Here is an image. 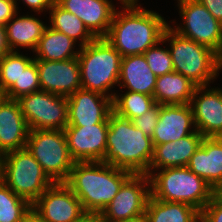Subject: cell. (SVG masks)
Returning a JSON list of instances; mask_svg holds the SVG:
<instances>
[{
	"instance_id": "1",
	"label": "cell",
	"mask_w": 222,
	"mask_h": 222,
	"mask_svg": "<svg viewBox=\"0 0 222 222\" xmlns=\"http://www.w3.org/2000/svg\"><path fill=\"white\" fill-rule=\"evenodd\" d=\"M122 11L116 9L107 35L104 37L121 55H140L159 43L165 29L166 19L154 10L138 2L122 3Z\"/></svg>"
},
{
	"instance_id": "2",
	"label": "cell",
	"mask_w": 222,
	"mask_h": 222,
	"mask_svg": "<svg viewBox=\"0 0 222 222\" xmlns=\"http://www.w3.org/2000/svg\"><path fill=\"white\" fill-rule=\"evenodd\" d=\"M132 175L103 162H75L64 182L88 214L100 215Z\"/></svg>"
},
{
	"instance_id": "3",
	"label": "cell",
	"mask_w": 222,
	"mask_h": 222,
	"mask_svg": "<svg viewBox=\"0 0 222 222\" xmlns=\"http://www.w3.org/2000/svg\"><path fill=\"white\" fill-rule=\"evenodd\" d=\"M154 155L152 138L132 121L111 112L108 116L106 154L103 163L131 172L148 174Z\"/></svg>"
},
{
	"instance_id": "4",
	"label": "cell",
	"mask_w": 222,
	"mask_h": 222,
	"mask_svg": "<svg viewBox=\"0 0 222 222\" xmlns=\"http://www.w3.org/2000/svg\"><path fill=\"white\" fill-rule=\"evenodd\" d=\"M151 197L169 202H182L200 212L216 193L201 177L187 167L149 170Z\"/></svg>"
},
{
	"instance_id": "5",
	"label": "cell",
	"mask_w": 222,
	"mask_h": 222,
	"mask_svg": "<svg viewBox=\"0 0 222 222\" xmlns=\"http://www.w3.org/2000/svg\"><path fill=\"white\" fill-rule=\"evenodd\" d=\"M79 50L77 58L82 89L101 93L113 100L117 91L113 93L111 88L118 86L120 53L105 38H96Z\"/></svg>"
},
{
	"instance_id": "6",
	"label": "cell",
	"mask_w": 222,
	"mask_h": 222,
	"mask_svg": "<svg viewBox=\"0 0 222 222\" xmlns=\"http://www.w3.org/2000/svg\"><path fill=\"white\" fill-rule=\"evenodd\" d=\"M169 44L173 68L197 86H209L219 76L216 52L179 35L169 25L163 34Z\"/></svg>"
},
{
	"instance_id": "7",
	"label": "cell",
	"mask_w": 222,
	"mask_h": 222,
	"mask_svg": "<svg viewBox=\"0 0 222 222\" xmlns=\"http://www.w3.org/2000/svg\"><path fill=\"white\" fill-rule=\"evenodd\" d=\"M0 179L31 204L54 183L27 148L0 156Z\"/></svg>"
},
{
	"instance_id": "8",
	"label": "cell",
	"mask_w": 222,
	"mask_h": 222,
	"mask_svg": "<svg viewBox=\"0 0 222 222\" xmlns=\"http://www.w3.org/2000/svg\"><path fill=\"white\" fill-rule=\"evenodd\" d=\"M26 148L54 183L68 179L75 161L70 156L64 130H30Z\"/></svg>"
},
{
	"instance_id": "9",
	"label": "cell",
	"mask_w": 222,
	"mask_h": 222,
	"mask_svg": "<svg viewBox=\"0 0 222 222\" xmlns=\"http://www.w3.org/2000/svg\"><path fill=\"white\" fill-rule=\"evenodd\" d=\"M17 100L30 130H64L68 125L67 97L39 90Z\"/></svg>"
},
{
	"instance_id": "10",
	"label": "cell",
	"mask_w": 222,
	"mask_h": 222,
	"mask_svg": "<svg viewBox=\"0 0 222 222\" xmlns=\"http://www.w3.org/2000/svg\"><path fill=\"white\" fill-rule=\"evenodd\" d=\"M182 25L171 28L179 35L211 48L217 53L222 43L220 23L198 0H177Z\"/></svg>"
},
{
	"instance_id": "11",
	"label": "cell",
	"mask_w": 222,
	"mask_h": 222,
	"mask_svg": "<svg viewBox=\"0 0 222 222\" xmlns=\"http://www.w3.org/2000/svg\"><path fill=\"white\" fill-rule=\"evenodd\" d=\"M150 192L146 174H132L99 215L101 222H117L145 214Z\"/></svg>"
},
{
	"instance_id": "12",
	"label": "cell",
	"mask_w": 222,
	"mask_h": 222,
	"mask_svg": "<svg viewBox=\"0 0 222 222\" xmlns=\"http://www.w3.org/2000/svg\"><path fill=\"white\" fill-rule=\"evenodd\" d=\"M45 222H76L87 213L64 182H55L32 204Z\"/></svg>"
},
{
	"instance_id": "13",
	"label": "cell",
	"mask_w": 222,
	"mask_h": 222,
	"mask_svg": "<svg viewBox=\"0 0 222 222\" xmlns=\"http://www.w3.org/2000/svg\"><path fill=\"white\" fill-rule=\"evenodd\" d=\"M64 132L75 162H102L106 154L108 117L98 124L66 126Z\"/></svg>"
},
{
	"instance_id": "14",
	"label": "cell",
	"mask_w": 222,
	"mask_h": 222,
	"mask_svg": "<svg viewBox=\"0 0 222 222\" xmlns=\"http://www.w3.org/2000/svg\"><path fill=\"white\" fill-rule=\"evenodd\" d=\"M34 61L37 64L41 90L69 97L82 89L77 57L63 61Z\"/></svg>"
},
{
	"instance_id": "15",
	"label": "cell",
	"mask_w": 222,
	"mask_h": 222,
	"mask_svg": "<svg viewBox=\"0 0 222 222\" xmlns=\"http://www.w3.org/2000/svg\"><path fill=\"white\" fill-rule=\"evenodd\" d=\"M209 87V88H208ZM197 86L190 105L196 130L204 137H222V88Z\"/></svg>"
},
{
	"instance_id": "16",
	"label": "cell",
	"mask_w": 222,
	"mask_h": 222,
	"mask_svg": "<svg viewBox=\"0 0 222 222\" xmlns=\"http://www.w3.org/2000/svg\"><path fill=\"white\" fill-rule=\"evenodd\" d=\"M67 99V126L98 124L103 122L113 111L112 99L95 91L79 89Z\"/></svg>"
},
{
	"instance_id": "17",
	"label": "cell",
	"mask_w": 222,
	"mask_h": 222,
	"mask_svg": "<svg viewBox=\"0 0 222 222\" xmlns=\"http://www.w3.org/2000/svg\"><path fill=\"white\" fill-rule=\"evenodd\" d=\"M196 131L190 104H159V119L152 136L153 146L179 140Z\"/></svg>"
},
{
	"instance_id": "18",
	"label": "cell",
	"mask_w": 222,
	"mask_h": 222,
	"mask_svg": "<svg viewBox=\"0 0 222 222\" xmlns=\"http://www.w3.org/2000/svg\"><path fill=\"white\" fill-rule=\"evenodd\" d=\"M76 15L96 38H104L112 23L116 6L112 0H56Z\"/></svg>"
},
{
	"instance_id": "19",
	"label": "cell",
	"mask_w": 222,
	"mask_h": 222,
	"mask_svg": "<svg viewBox=\"0 0 222 222\" xmlns=\"http://www.w3.org/2000/svg\"><path fill=\"white\" fill-rule=\"evenodd\" d=\"M29 127L18 100L0 99V156L26 148Z\"/></svg>"
},
{
	"instance_id": "20",
	"label": "cell",
	"mask_w": 222,
	"mask_h": 222,
	"mask_svg": "<svg viewBox=\"0 0 222 222\" xmlns=\"http://www.w3.org/2000/svg\"><path fill=\"white\" fill-rule=\"evenodd\" d=\"M187 168L203 178L215 192L222 191V137H204Z\"/></svg>"
},
{
	"instance_id": "21",
	"label": "cell",
	"mask_w": 222,
	"mask_h": 222,
	"mask_svg": "<svg viewBox=\"0 0 222 222\" xmlns=\"http://www.w3.org/2000/svg\"><path fill=\"white\" fill-rule=\"evenodd\" d=\"M204 136L198 131L176 141L154 146L149 170L187 167L192 155L200 147Z\"/></svg>"
},
{
	"instance_id": "22",
	"label": "cell",
	"mask_w": 222,
	"mask_h": 222,
	"mask_svg": "<svg viewBox=\"0 0 222 222\" xmlns=\"http://www.w3.org/2000/svg\"><path fill=\"white\" fill-rule=\"evenodd\" d=\"M157 76L151 71L143 54L122 57L118 86L127 91L153 96Z\"/></svg>"
},
{
	"instance_id": "23",
	"label": "cell",
	"mask_w": 222,
	"mask_h": 222,
	"mask_svg": "<svg viewBox=\"0 0 222 222\" xmlns=\"http://www.w3.org/2000/svg\"><path fill=\"white\" fill-rule=\"evenodd\" d=\"M18 13L5 25L10 51H19L22 47L34 52L47 25L33 15Z\"/></svg>"
},
{
	"instance_id": "24",
	"label": "cell",
	"mask_w": 222,
	"mask_h": 222,
	"mask_svg": "<svg viewBox=\"0 0 222 222\" xmlns=\"http://www.w3.org/2000/svg\"><path fill=\"white\" fill-rule=\"evenodd\" d=\"M197 85L178 72L157 77L153 97L160 105L190 104Z\"/></svg>"
},
{
	"instance_id": "25",
	"label": "cell",
	"mask_w": 222,
	"mask_h": 222,
	"mask_svg": "<svg viewBox=\"0 0 222 222\" xmlns=\"http://www.w3.org/2000/svg\"><path fill=\"white\" fill-rule=\"evenodd\" d=\"M76 42L60 31L47 26L39 40L36 50L33 52L34 60L63 61L76 58L80 50L76 48Z\"/></svg>"
},
{
	"instance_id": "26",
	"label": "cell",
	"mask_w": 222,
	"mask_h": 222,
	"mask_svg": "<svg viewBox=\"0 0 222 222\" xmlns=\"http://www.w3.org/2000/svg\"><path fill=\"white\" fill-rule=\"evenodd\" d=\"M199 213V210L189 204L162 201L150 196L145 216L147 222H194Z\"/></svg>"
},
{
	"instance_id": "27",
	"label": "cell",
	"mask_w": 222,
	"mask_h": 222,
	"mask_svg": "<svg viewBox=\"0 0 222 222\" xmlns=\"http://www.w3.org/2000/svg\"><path fill=\"white\" fill-rule=\"evenodd\" d=\"M49 14V26L67 35L75 42L79 41L80 44H78V48L96 39L81 19L69 11H66L57 2L51 7Z\"/></svg>"
},
{
	"instance_id": "28",
	"label": "cell",
	"mask_w": 222,
	"mask_h": 222,
	"mask_svg": "<svg viewBox=\"0 0 222 222\" xmlns=\"http://www.w3.org/2000/svg\"><path fill=\"white\" fill-rule=\"evenodd\" d=\"M155 104L153 96L132 91L119 95L116 93L112 100L113 112L129 120L146 113Z\"/></svg>"
},
{
	"instance_id": "29",
	"label": "cell",
	"mask_w": 222,
	"mask_h": 222,
	"mask_svg": "<svg viewBox=\"0 0 222 222\" xmlns=\"http://www.w3.org/2000/svg\"><path fill=\"white\" fill-rule=\"evenodd\" d=\"M34 58L20 51H10L0 59V93L4 94L11 86H20V76Z\"/></svg>"
},
{
	"instance_id": "30",
	"label": "cell",
	"mask_w": 222,
	"mask_h": 222,
	"mask_svg": "<svg viewBox=\"0 0 222 222\" xmlns=\"http://www.w3.org/2000/svg\"><path fill=\"white\" fill-rule=\"evenodd\" d=\"M32 208V204L16 195L0 179V222H21Z\"/></svg>"
},
{
	"instance_id": "31",
	"label": "cell",
	"mask_w": 222,
	"mask_h": 222,
	"mask_svg": "<svg viewBox=\"0 0 222 222\" xmlns=\"http://www.w3.org/2000/svg\"><path fill=\"white\" fill-rule=\"evenodd\" d=\"M161 43L162 45L165 44L163 39L156 45L148 48L143 54L151 71L157 77L174 71L169 48L163 49L162 47L158 46Z\"/></svg>"
},
{
	"instance_id": "32",
	"label": "cell",
	"mask_w": 222,
	"mask_h": 222,
	"mask_svg": "<svg viewBox=\"0 0 222 222\" xmlns=\"http://www.w3.org/2000/svg\"><path fill=\"white\" fill-rule=\"evenodd\" d=\"M41 90L37 64L33 61L20 76V86H11L3 95L9 99H19L21 96Z\"/></svg>"
},
{
	"instance_id": "33",
	"label": "cell",
	"mask_w": 222,
	"mask_h": 222,
	"mask_svg": "<svg viewBox=\"0 0 222 222\" xmlns=\"http://www.w3.org/2000/svg\"><path fill=\"white\" fill-rule=\"evenodd\" d=\"M158 119L159 104L156 103L146 113L132 119L131 121L136 128L140 129L144 134L152 138Z\"/></svg>"
},
{
	"instance_id": "34",
	"label": "cell",
	"mask_w": 222,
	"mask_h": 222,
	"mask_svg": "<svg viewBox=\"0 0 222 222\" xmlns=\"http://www.w3.org/2000/svg\"><path fill=\"white\" fill-rule=\"evenodd\" d=\"M201 212L211 222H222V193L216 192Z\"/></svg>"
},
{
	"instance_id": "35",
	"label": "cell",
	"mask_w": 222,
	"mask_h": 222,
	"mask_svg": "<svg viewBox=\"0 0 222 222\" xmlns=\"http://www.w3.org/2000/svg\"><path fill=\"white\" fill-rule=\"evenodd\" d=\"M17 12L16 0H0V25L5 26Z\"/></svg>"
},
{
	"instance_id": "36",
	"label": "cell",
	"mask_w": 222,
	"mask_h": 222,
	"mask_svg": "<svg viewBox=\"0 0 222 222\" xmlns=\"http://www.w3.org/2000/svg\"><path fill=\"white\" fill-rule=\"evenodd\" d=\"M18 0H16V7L17 10L18 8ZM22 2L24 4L27 5V7H29L30 9H32V11H34V13H40V12H48L51 7L54 5V3L56 2V0H22Z\"/></svg>"
},
{
	"instance_id": "37",
	"label": "cell",
	"mask_w": 222,
	"mask_h": 222,
	"mask_svg": "<svg viewBox=\"0 0 222 222\" xmlns=\"http://www.w3.org/2000/svg\"><path fill=\"white\" fill-rule=\"evenodd\" d=\"M206 9L222 23V0H198Z\"/></svg>"
},
{
	"instance_id": "38",
	"label": "cell",
	"mask_w": 222,
	"mask_h": 222,
	"mask_svg": "<svg viewBox=\"0 0 222 222\" xmlns=\"http://www.w3.org/2000/svg\"><path fill=\"white\" fill-rule=\"evenodd\" d=\"M9 52L10 48L7 43L6 28L0 25V59Z\"/></svg>"
},
{
	"instance_id": "39",
	"label": "cell",
	"mask_w": 222,
	"mask_h": 222,
	"mask_svg": "<svg viewBox=\"0 0 222 222\" xmlns=\"http://www.w3.org/2000/svg\"><path fill=\"white\" fill-rule=\"evenodd\" d=\"M21 222H45V221L33 208H31L29 212L21 219Z\"/></svg>"
},
{
	"instance_id": "40",
	"label": "cell",
	"mask_w": 222,
	"mask_h": 222,
	"mask_svg": "<svg viewBox=\"0 0 222 222\" xmlns=\"http://www.w3.org/2000/svg\"><path fill=\"white\" fill-rule=\"evenodd\" d=\"M76 222H101V221L99 215L87 213L84 217H82L80 220Z\"/></svg>"
},
{
	"instance_id": "41",
	"label": "cell",
	"mask_w": 222,
	"mask_h": 222,
	"mask_svg": "<svg viewBox=\"0 0 222 222\" xmlns=\"http://www.w3.org/2000/svg\"><path fill=\"white\" fill-rule=\"evenodd\" d=\"M117 222H147V218H146L145 214H143V215H139V216H136L133 218L120 220Z\"/></svg>"
},
{
	"instance_id": "42",
	"label": "cell",
	"mask_w": 222,
	"mask_h": 222,
	"mask_svg": "<svg viewBox=\"0 0 222 222\" xmlns=\"http://www.w3.org/2000/svg\"><path fill=\"white\" fill-rule=\"evenodd\" d=\"M216 57H217V67H218V71H222V43L220 45L219 50L216 53Z\"/></svg>"
},
{
	"instance_id": "43",
	"label": "cell",
	"mask_w": 222,
	"mask_h": 222,
	"mask_svg": "<svg viewBox=\"0 0 222 222\" xmlns=\"http://www.w3.org/2000/svg\"><path fill=\"white\" fill-rule=\"evenodd\" d=\"M194 222H211L202 212H200Z\"/></svg>"
},
{
	"instance_id": "44",
	"label": "cell",
	"mask_w": 222,
	"mask_h": 222,
	"mask_svg": "<svg viewBox=\"0 0 222 222\" xmlns=\"http://www.w3.org/2000/svg\"><path fill=\"white\" fill-rule=\"evenodd\" d=\"M118 1H120V5H121L122 3L139 2V0H118Z\"/></svg>"
}]
</instances>
